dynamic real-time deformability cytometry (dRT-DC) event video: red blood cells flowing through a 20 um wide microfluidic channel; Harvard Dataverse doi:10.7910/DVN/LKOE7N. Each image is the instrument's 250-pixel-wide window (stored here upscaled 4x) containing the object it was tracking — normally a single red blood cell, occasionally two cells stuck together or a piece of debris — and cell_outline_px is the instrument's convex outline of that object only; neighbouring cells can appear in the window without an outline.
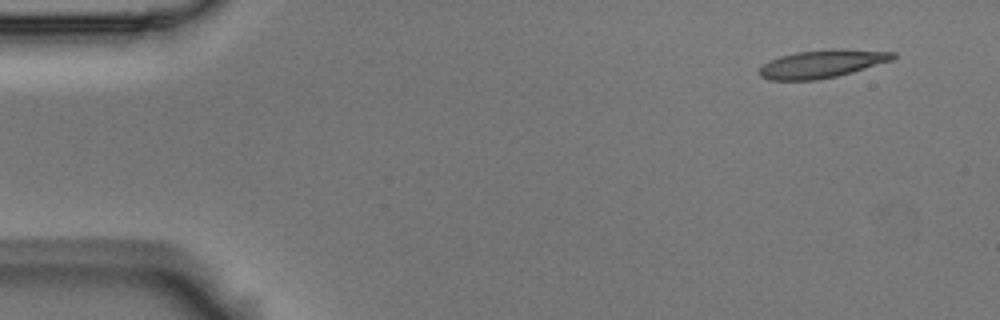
{"species": "Egyptian fruit bat (a non-hibernating species)", "species_latin": "Rousettus aegyptiacus", "temperature_condition": "room temperature", "stored_images_in_passage": 4, "camera_frame_rate_fps": 3000, "um_per_image_px": 0.085, "animal": {"sex": "male"}, "frame": {"image": 1, "passage_image": 1, "time_ms": 0.0, "image_size_px": [1000, 320], "cell_outline_px": [[896, 56], [892, 60], [852, 72], [836, 76], [816, 80], [768, 80], [760, 76], [756, 72], [768, 60], [780, 56], [796, 52], [832, 48], [896, 52]], "centroid_in_image_um": [69.83, 5.42], "position_along_channel_um": 15.2, "area_um2": 21.85}}
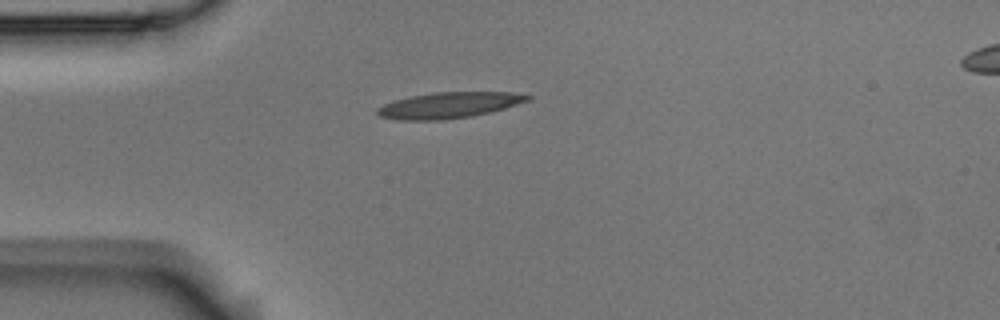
{"frame": {"image": 2, "passage_image": 4, "time_ms": 1.0, "image_size_px": [1000, 320], "cell_outline_px": [[532, 96], [528, 100], [504, 108], [472, 116], [440, 120], [396, 120], [380, 116], [376, 112], [376, 108], [384, 104], [408, 96], [436, 92], [508, 92]], "centroid_in_image_um": [38.09, 8.94], "position_along_channel_um": 46.9, "area_um2": 22.48}}